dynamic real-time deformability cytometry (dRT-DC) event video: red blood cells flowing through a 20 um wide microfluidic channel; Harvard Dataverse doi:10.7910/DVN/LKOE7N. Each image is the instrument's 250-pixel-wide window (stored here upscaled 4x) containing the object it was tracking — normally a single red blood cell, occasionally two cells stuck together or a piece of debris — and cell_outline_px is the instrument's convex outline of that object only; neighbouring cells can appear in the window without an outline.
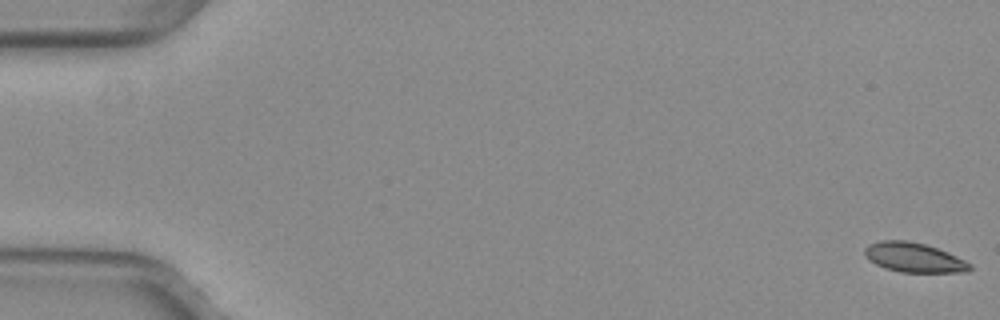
{"species": "common noctule bat (a hibernating species)", "species_latin": "Nyctalus noctula", "temperature_condition": "warm", "stored_images_in_passage": 54, "camera_frame_rate_fps": 3000, "um_per_image_px": 0.085, "animal": {"sex": "female", "body_mass_g": 29.2, "forearm_length_mm": 56.3}, "frame": {"image": 1, "passage_image": 1, "time_ms": 0.0, "image_size_px": [1000, 320], "cell_outline_px": [[972, 268], [968, 272], [900, 272], [884, 268], [868, 260], [864, 252], [864, 248], [868, 244], [880, 240], [908, 240], [924, 244], [948, 252], [972, 264]], "centroid_in_image_um": [77.66, 21.88], "position_along_channel_um": 7.3, "area_um2": 18.21}}
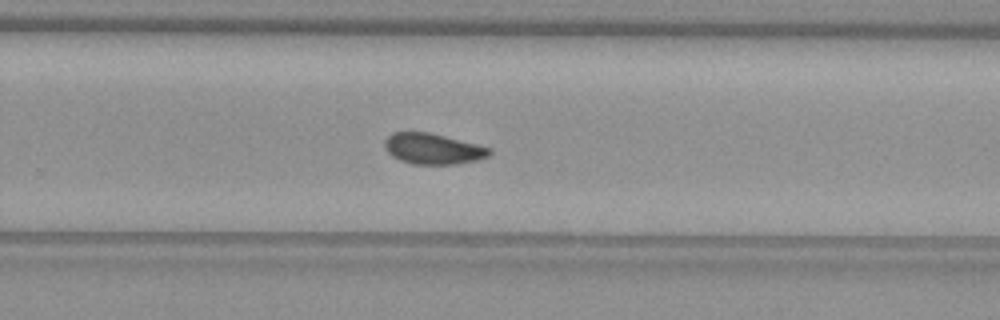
{"frame": {"image": 2, "passage_image": 35, "time_ms": 11.333, "image_size_px": [1000, 320], "cell_outline_px": [[492, 152], [488, 156], [480, 160], [456, 164], [412, 164], [400, 160], [392, 156], [384, 148], [384, 140], [392, 132], [428, 132], [492, 148]], "centroid_in_image_um": [36.8, 12.65], "position_along_channel_um": 293.0, "area_um2": 18.84}}
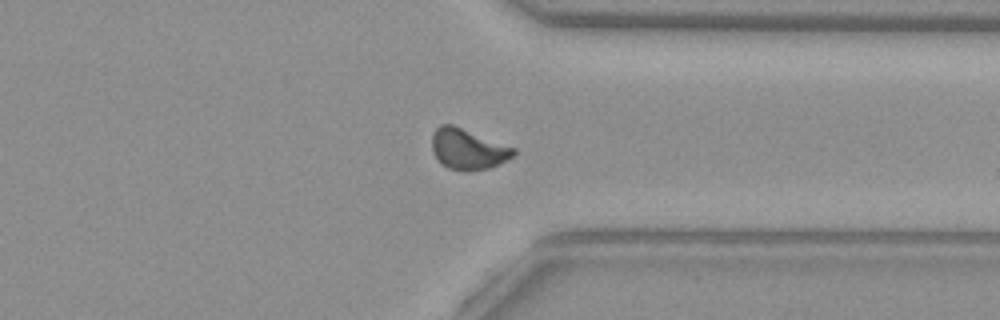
{"frame": {"image": 3, "passage_image": 41, "time_ms": 13.333, "image_size_px": [1000, 320], "cell_outline_px": [[516, 152], [508, 160], [488, 168], [464, 172], [448, 168], [432, 152], [432, 136], [436, 128], [440, 124], [452, 124], [516, 148]], "centroid_in_image_um": [39.78, 12.67], "position_along_channel_um": 371.6, "area_um2": 19.25}, "authors_computed_cell_mechanics": {"area_um2": 18.9295, "velocity_mm_per_s": 3.9919, "shape_relaxation_time_tau1_ms": 9.8658, "shape_relaxation_time_tau2_ms": 5.0182, "deformation_change_tau1": 0.1502, "deformation_change_tau2": 0.0694}}